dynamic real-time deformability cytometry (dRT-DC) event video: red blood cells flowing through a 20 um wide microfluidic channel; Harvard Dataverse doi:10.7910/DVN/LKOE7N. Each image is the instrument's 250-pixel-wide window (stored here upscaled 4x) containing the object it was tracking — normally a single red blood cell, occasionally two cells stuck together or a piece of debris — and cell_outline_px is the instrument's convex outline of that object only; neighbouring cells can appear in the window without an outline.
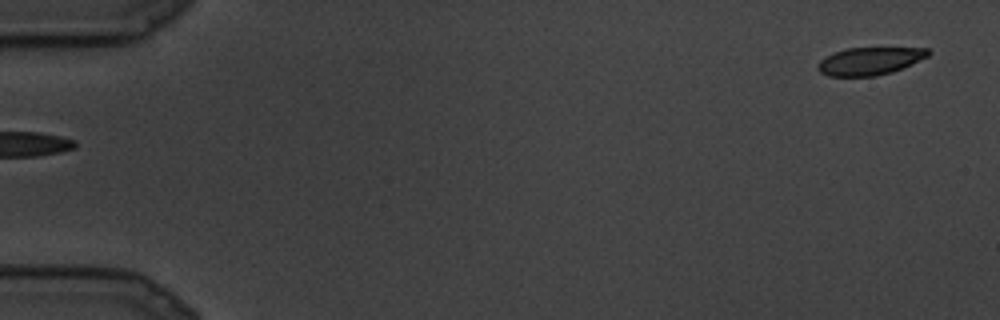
{"species": "common noctule bat (a hibernating species)", "species_latin": "Nyctalus noctula", "temperature_condition": "cold", "stored_images_in_passage": 19, "camera_frame_rate_fps": 3000, "um_per_image_px": 0.085, "animal": {"sex": "male", "body_mass_g": 19.5, "forearm_length_mm": 54.6}, "frame": {"image": 1, "passage_image": 1, "time_ms": 0.0, "image_size_px": [1000, 320], "cell_outline_px": [[932, 52], [928, 56], [892, 72], [876, 76], [828, 76], [820, 72], [816, 68], [816, 64], [820, 60], [836, 52], [848, 48], [928, 48]], "centroid_in_image_um": [73.91, 5.19], "position_along_channel_um": 11.1, "area_um2": 17.63}}